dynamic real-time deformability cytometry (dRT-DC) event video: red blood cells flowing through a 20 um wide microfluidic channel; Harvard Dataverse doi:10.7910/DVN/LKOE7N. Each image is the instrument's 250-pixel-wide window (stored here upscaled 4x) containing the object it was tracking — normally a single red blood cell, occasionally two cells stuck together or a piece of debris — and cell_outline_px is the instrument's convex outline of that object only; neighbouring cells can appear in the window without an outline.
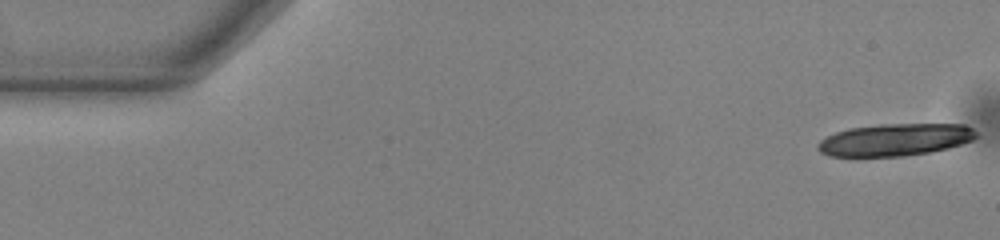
{"species": "common noctule bat (a hibernating species)", "species_latin": "Nyctalus noctula", "temperature_condition": "warm", "stored_images_in_passage": 16, "camera_frame_rate_fps": 3000, "um_per_image_px": 0.085, "animal": {"sex": "male", "body_mass_g": 13.0, "forearm_length_mm": 53.1}, "frame": {"image": 1, "passage_image": 1, "time_ms": 0.0, "image_size_px": [1000, 240], "cell_outline_px": [[976, 136], [972, 140], [948, 148], [928, 152], [904, 156], [832, 156], [820, 152], [816, 148], [816, 144], [820, 140], [836, 132], [848, 128], [880, 124], [964, 124], [972, 128], [976, 132]], "centroid_in_image_um": [76.06, 11.87], "position_along_channel_um": 8.9, "area_um2": 29.65}}